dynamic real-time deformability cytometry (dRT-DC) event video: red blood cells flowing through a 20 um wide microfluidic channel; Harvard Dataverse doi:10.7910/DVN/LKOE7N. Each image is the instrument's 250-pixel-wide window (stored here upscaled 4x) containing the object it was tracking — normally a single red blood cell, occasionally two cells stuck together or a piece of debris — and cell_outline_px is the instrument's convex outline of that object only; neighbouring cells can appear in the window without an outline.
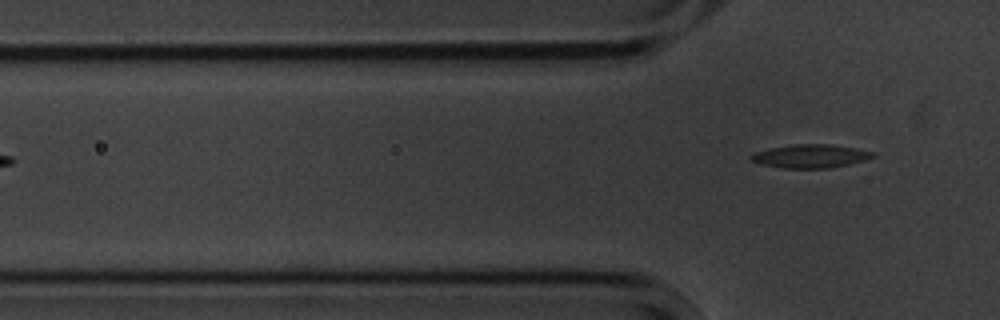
{"species": "common noctule bat (a hibernating species)", "species_latin": "Nyctalus noctula", "temperature_condition": "cold", "stored_images_in_passage": 3, "camera_frame_rate_fps": 3000, "um_per_image_px": 0.085, "animal": {"sex": "male", "body_mass_g": 20.1, "forearm_length_mm": 53.5}, "frame": {"image": 1, "passage_image": 3, "time_ms": 2.333, "image_size_px": [1000, 320], "cell_outline_px": [[876, 156], [864, 160], [848, 164], [828, 168], [784, 168], [760, 164], [748, 160], [748, 156], [756, 152], [772, 148], [796, 144], [832, 144], [856, 148], [876, 152]], "centroid_in_image_um": [68.89, 13.27], "position_along_channel_um": 56.9, "area_um2": 16.65}}